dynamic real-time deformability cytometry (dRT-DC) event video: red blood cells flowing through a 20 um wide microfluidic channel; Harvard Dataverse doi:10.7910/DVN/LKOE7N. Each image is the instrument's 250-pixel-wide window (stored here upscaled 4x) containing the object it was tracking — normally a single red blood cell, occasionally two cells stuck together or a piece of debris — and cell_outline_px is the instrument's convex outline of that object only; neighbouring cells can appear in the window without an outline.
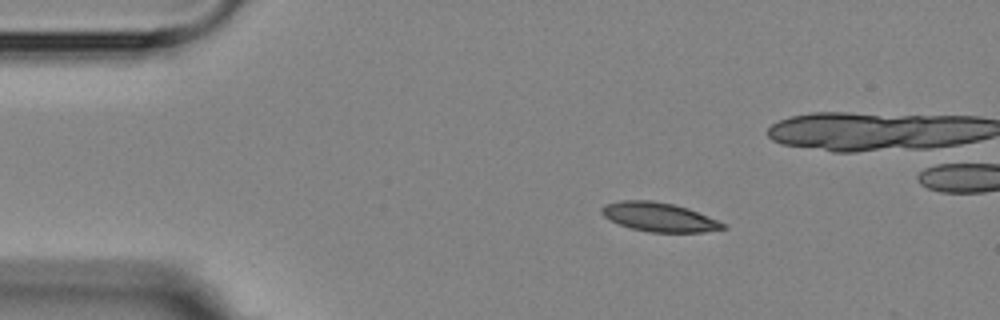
{"species": "Egyptian fruit bat (a non-hibernating species)", "species_latin": "Rousettus aegyptiacus", "temperature_condition": "room temperature", "stored_images_in_passage": 5, "camera_frame_rate_fps": 3000, "um_per_image_px": 0.085, "animal": {"sex": "female"}, "frame": {"image": 1, "passage_image": 1, "time_ms": 0.0, "image_size_px": [1000, 320], "cell_outline_px": [[728, 228], [704, 232], [648, 232], [632, 228], [620, 224], [604, 216], [600, 212], [600, 208], [604, 204], [620, 200], [652, 200], [672, 204], [688, 208], [728, 224]], "centroid_in_image_um": [56.05, 18.44], "position_along_channel_um": 29.0, "area_um2": 20.58}}
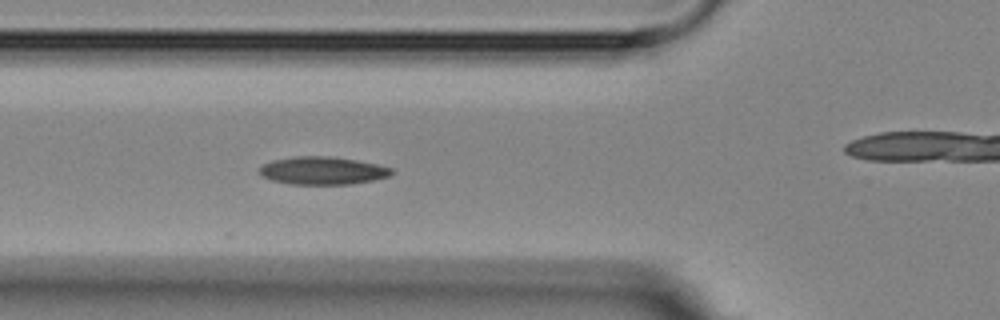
{"frame": {"image": 2, "passage_image": 4, "time_ms": 3.333, "image_size_px": [1000, 320], "cell_outline_px": [[396, 172], [392, 176], [352, 184], [288, 184], [272, 180], [264, 176], [260, 172], [260, 168], [264, 164], [272, 160], [296, 156], [332, 156], [356, 160], [376, 164], [392, 168]], "centroid_in_image_um": [27.48, 14.5], "position_along_channel_um": 98.3, "area_um2": 21.44}}